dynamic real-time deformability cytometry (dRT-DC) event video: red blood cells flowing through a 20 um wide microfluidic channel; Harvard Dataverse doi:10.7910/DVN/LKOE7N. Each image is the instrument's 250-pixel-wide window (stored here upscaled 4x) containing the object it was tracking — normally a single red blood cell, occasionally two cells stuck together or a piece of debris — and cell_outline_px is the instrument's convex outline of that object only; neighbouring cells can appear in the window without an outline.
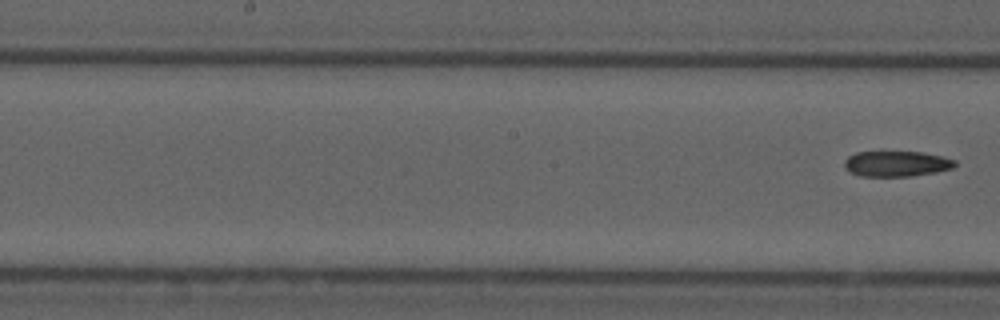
{"species": "common noctule bat (a hibernating species)", "species_latin": "Nyctalus noctula", "temperature_condition": "cold", "stored_images_in_passage": 9, "segment_of_instrument_passage": [2, 2], "camera_frame_rate_fps": 3000, "um_per_image_px": 0.085, "animal": {"sex": "male", "forearm_length_mm": 52.5}, "frame": {"image": 1, "passage_image": 9, "time_ms": 10.333, "image_size_px": [1000, 320], "cell_outline_px": [[956, 164], [952, 168], [936, 172], [912, 176], [860, 176], [844, 168], [844, 160], [848, 156], [856, 152], [924, 152], [956, 160]], "centroid_in_image_um": [76.19, 13.92], "position_along_channel_um": 172.0, "area_um2": 16.42}}